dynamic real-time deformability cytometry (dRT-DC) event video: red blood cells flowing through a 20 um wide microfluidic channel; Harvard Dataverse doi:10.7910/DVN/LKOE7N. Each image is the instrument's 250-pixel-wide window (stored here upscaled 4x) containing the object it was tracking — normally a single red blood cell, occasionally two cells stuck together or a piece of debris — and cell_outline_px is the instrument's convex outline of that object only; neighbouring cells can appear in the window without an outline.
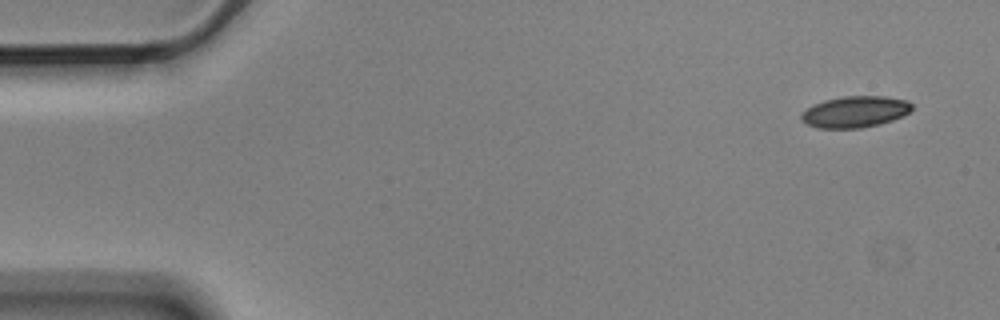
{"species": "Egyptian fruit bat (a non-hibernating species)", "species_latin": "Rousettus aegyptiacus", "temperature_condition": "cold", "stored_images_in_passage": 8, "camera_frame_rate_fps": 3000, "um_per_image_px": 0.085, "animal": {"sex": "male"}, "frame": {"image": 1, "passage_image": 1, "time_ms": 0.0, "image_size_px": [1000, 320], "cell_outline_px": [[912, 108], [908, 112], [892, 120], [880, 124], [860, 128], [816, 128], [800, 120], [800, 116], [808, 108], [824, 100], [844, 96], [884, 96], [904, 100], [912, 104]], "centroid_in_image_um": [72.66, 9.51], "position_along_channel_um": 12.3, "area_um2": 19.94}}
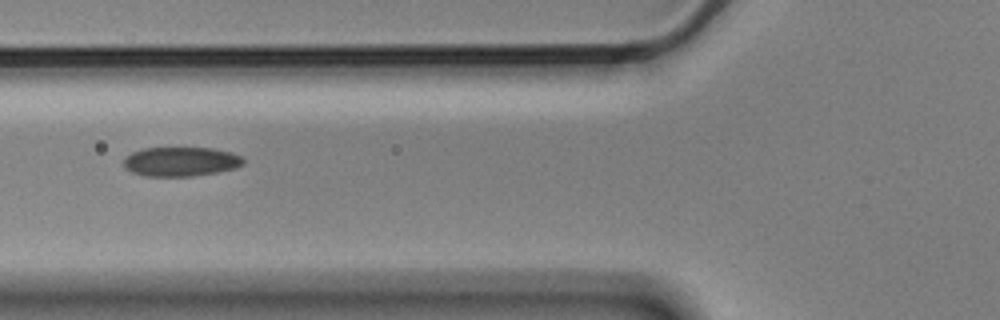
{"frame": {"image": 2, "passage_image": 6, "time_ms": 1.667, "image_size_px": [1000, 320], "cell_outline_px": [[244, 164], [236, 168], [216, 172], [192, 176], [144, 176], [132, 172], [124, 168], [124, 156], [132, 152], [144, 148], [212, 148], [232, 152], [240, 156], [244, 160]], "centroid_in_image_um": [15.35, 13.73], "position_along_channel_um": 110.4, "area_um2": 20.52}}
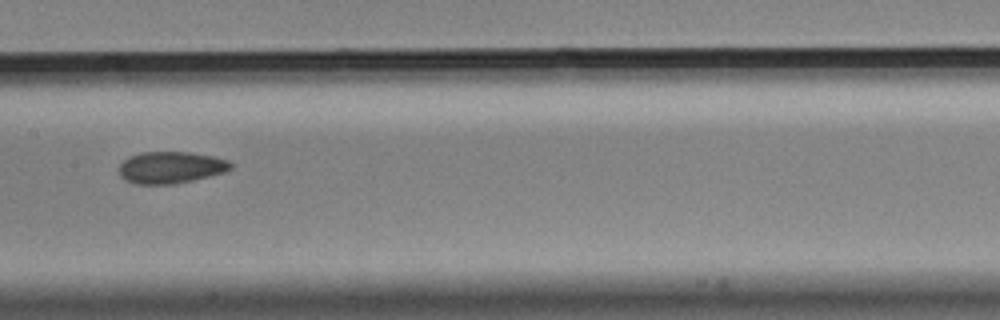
{"frame": {"image": 3, "passage_image": 8, "time_ms": 2.333, "image_size_px": [1000, 320], "cell_outline_px": [[232, 168], [224, 172], [192, 180], [172, 184], [136, 184], [124, 180], [120, 176], [120, 164], [128, 156], [140, 152], [188, 152], [212, 156], [228, 160], [232, 164]], "centroid_in_image_um": [14.48, 14.23], "position_along_channel_um": 192.9, "area_um2": 20.63}}